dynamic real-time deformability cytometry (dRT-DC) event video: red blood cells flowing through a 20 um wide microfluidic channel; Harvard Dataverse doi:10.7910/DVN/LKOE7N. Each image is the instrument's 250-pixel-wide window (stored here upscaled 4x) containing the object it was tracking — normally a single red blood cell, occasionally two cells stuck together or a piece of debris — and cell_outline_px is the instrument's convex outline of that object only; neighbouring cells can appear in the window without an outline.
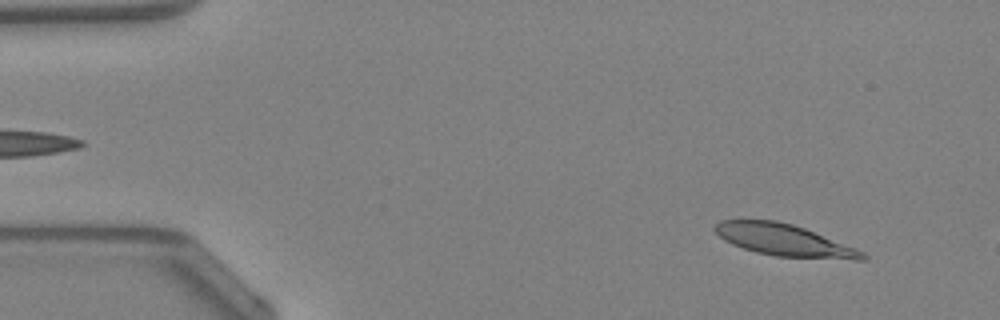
{"species": "Egyptian fruit bat (a non-hibernating species)", "species_latin": "Rousettus aegyptiacus", "temperature_condition": "warm", "stored_images_in_passage": 47, "camera_frame_rate_fps": 3000, "um_per_image_px": 0.085, "animal": {"sex": "female"}, "frame": {"image": 1, "passage_image": 4, "time_ms": 1.0, "image_size_px": [1000, 320], "cell_outline_px": [[868, 256], [864, 260], [856, 260], [776, 256], [756, 252], [732, 244], [724, 240], [712, 228], [720, 220], [776, 220], [792, 224], [804, 228], [864, 252]], "centroid_in_image_um": [66.63, 20.41], "position_along_channel_um": 18.4, "area_um2": 26.99}}
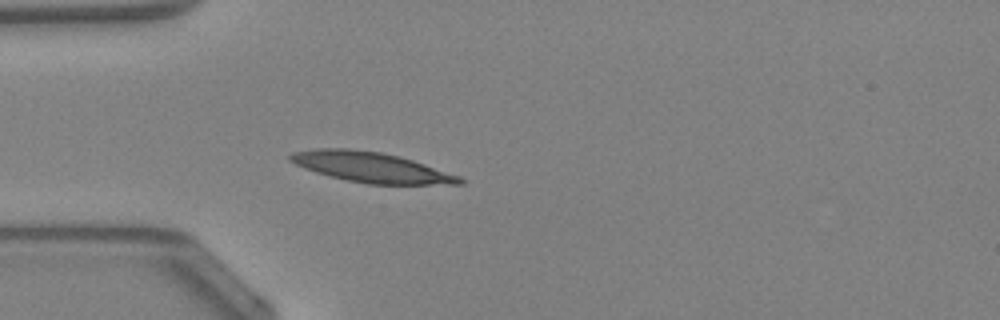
{"frame": {"image": 2, "passage_image": 13, "time_ms": 4.0, "image_size_px": [1000, 320], "cell_outline_px": [[464, 184], [368, 184], [348, 180], [316, 172], [296, 164], [288, 160], [288, 156], [296, 152], [320, 148], [344, 148], [380, 152], [412, 160], [460, 176], [464, 180]], "centroid_in_image_um": [31.57, 14.22], "position_along_channel_um": 53.4, "area_um2": 29.19}}
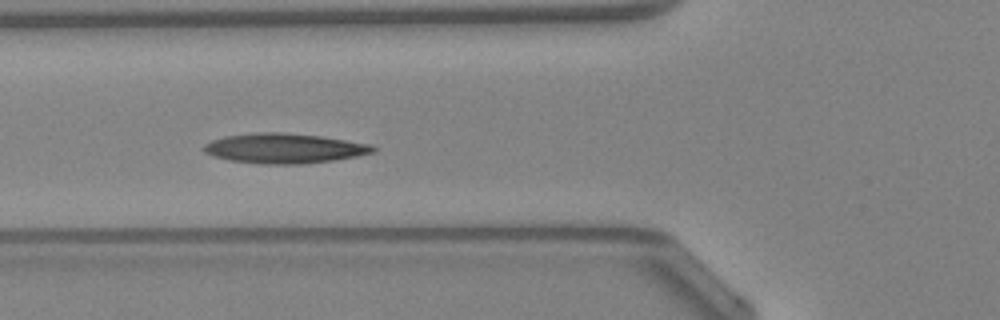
{"frame": {"image": 3, "passage_image": 17, "time_ms": 5.333, "image_size_px": [1000, 320], "cell_outline_px": [[376, 152], [356, 156], [332, 160], [304, 164], [264, 164], [228, 160], [212, 156], [204, 152], [204, 144], [212, 140], [224, 136], [260, 132], [280, 132], [320, 136], [368, 144], [376, 148]], "centroid_in_image_um": [24.12, 12.61], "position_along_channel_um": 101.7, "area_um2": 29.3}, "authors_computed_cell_mechanics": {"area_um2": 26.9926, "velocity_mm_per_s": 4.2467, "shape_relaxation_time_tau1_ms": 5.4409, "shape_relaxation_time_tau2_ms": 10.9621, "deformation_change_tau1": 0.1723, "deformation_change_tau2": 0.1875}}